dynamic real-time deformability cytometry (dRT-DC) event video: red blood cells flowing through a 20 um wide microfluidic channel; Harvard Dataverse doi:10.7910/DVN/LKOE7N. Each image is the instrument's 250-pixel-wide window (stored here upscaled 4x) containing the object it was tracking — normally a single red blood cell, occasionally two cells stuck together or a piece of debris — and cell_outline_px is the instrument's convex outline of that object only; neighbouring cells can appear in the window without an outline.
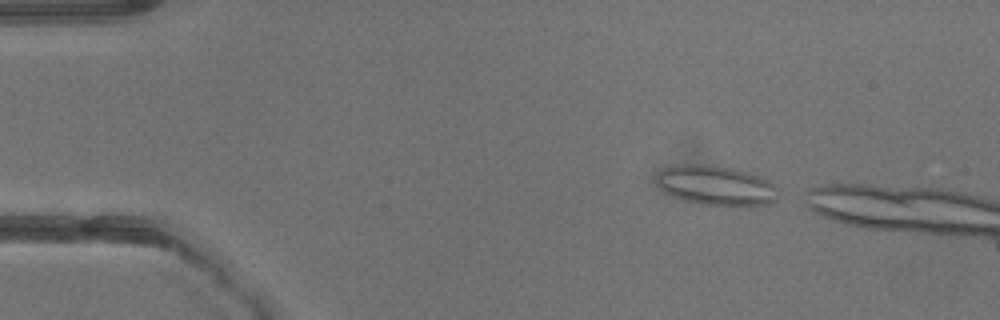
{"species": "common noctule bat (a hibernating species)", "species_latin": "Nyctalus noctula", "temperature_condition": "warm", "stored_images_in_passage": 7, "camera_frame_rate_fps": 3000, "um_per_image_px": 0.085, "animal": {"sex": "male", "body_mass_g": 13.3}, "frame": {"image": 1, "passage_image": 1, "time_ms": 0.0, "image_size_px": [1000, 320], "cell_outline_px": [[776, 200], [768, 204], [704, 204], [684, 200], [672, 196], [664, 192], [656, 184], [660, 172], [664, 168], [680, 164], [700, 164], [728, 168], [744, 172], [768, 180], [776, 188]], "centroid_in_image_um": [60.79, 15.75], "position_along_channel_um": 24.2, "area_um2": 27.11}}